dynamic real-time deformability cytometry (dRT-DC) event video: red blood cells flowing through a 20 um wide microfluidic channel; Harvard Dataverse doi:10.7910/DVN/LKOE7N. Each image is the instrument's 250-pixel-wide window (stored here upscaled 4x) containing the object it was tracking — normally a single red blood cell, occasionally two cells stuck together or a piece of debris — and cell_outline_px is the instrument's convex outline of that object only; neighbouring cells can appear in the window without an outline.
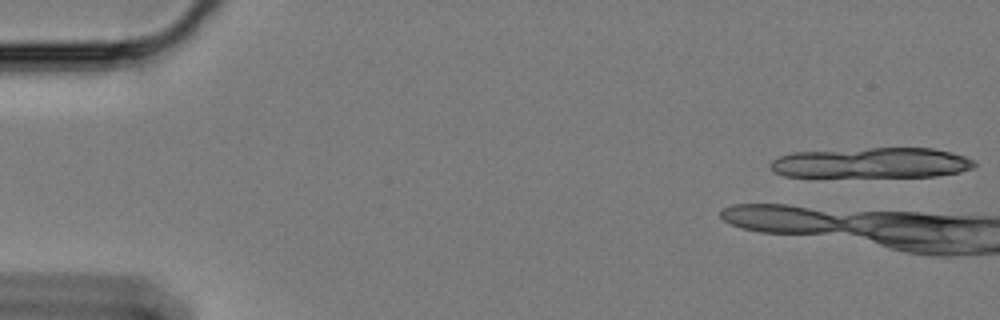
{"species": "Egyptian fruit bat (a non-hibernating species)", "species_latin": "Rousettus aegyptiacus", "temperature_condition": "cold", "stored_images_in_passage": 6, "camera_frame_rate_fps": 3000, "um_per_image_px": 0.085, "animal": {"sex": "female"}, "frame": {"image": 1, "passage_image": 1, "time_ms": 0.0, "image_size_px": [1000, 320], "cell_outline_px": [[976, 164], [972, 168], [960, 172], [936, 176], [784, 176], [776, 172], [768, 164], [772, 160], [780, 156], [792, 152], [872, 148], [932, 148], [952, 152], [976, 160]], "centroid_in_image_um": [74.13, 13.83], "position_along_channel_um": 10.9, "area_um2": 36.01}}